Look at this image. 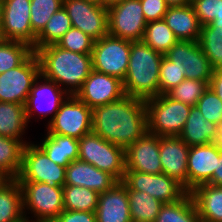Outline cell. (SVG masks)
<instances>
[{
    "instance_id": "cell-1",
    "label": "cell",
    "mask_w": 222,
    "mask_h": 222,
    "mask_svg": "<svg viewBox=\"0 0 222 222\" xmlns=\"http://www.w3.org/2000/svg\"><path fill=\"white\" fill-rule=\"evenodd\" d=\"M92 132L126 149L148 132L145 100L124 95L93 108Z\"/></svg>"
},
{
    "instance_id": "cell-2",
    "label": "cell",
    "mask_w": 222,
    "mask_h": 222,
    "mask_svg": "<svg viewBox=\"0 0 222 222\" xmlns=\"http://www.w3.org/2000/svg\"><path fill=\"white\" fill-rule=\"evenodd\" d=\"M35 53L41 76L54 81L60 87L63 86L62 89L68 95H76L92 71L91 53H75L57 44L39 48Z\"/></svg>"
},
{
    "instance_id": "cell-3",
    "label": "cell",
    "mask_w": 222,
    "mask_h": 222,
    "mask_svg": "<svg viewBox=\"0 0 222 222\" xmlns=\"http://www.w3.org/2000/svg\"><path fill=\"white\" fill-rule=\"evenodd\" d=\"M163 56L143 41H132L128 70L123 80L125 95L145 101L159 95V70Z\"/></svg>"
},
{
    "instance_id": "cell-4",
    "label": "cell",
    "mask_w": 222,
    "mask_h": 222,
    "mask_svg": "<svg viewBox=\"0 0 222 222\" xmlns=\"http://www.w3.org/2000/svg\"><path fill=\"white\" fill-rule=\"evenodd\" d=\"M148 132L160 137L179 136L192 106L161 94L145 101Z\"/></svg>"
},
{
    "instance_id": "cell-5",
    "label": "cell",
    "mask_w": 222,
    "mask_h": 222,
    "mask_svg": "<svg viewBox=\"0 0 222 222\" xmlns=\"http://www.w3.org/2000/svg\"><path fill=\"white\" fill-rule=\"evenodd\" d=\"M78 143L79 160L108 172L118 181H123L126 171L124 148L104 140L93 132L82 136Z\"/></svg>"
},
{
    "instance_id": "cell-6",
    "label": "cell",
    "mask_w": 222,
    "mask_h": 222,
    "mask_svg": "<svg viewBox=\"0 0 222 222\" xmlns=\"http://www.w3.org/2000/svg\"><path fill=\"white\" fill-rule=\"evenodd\" d=\"M19 184L26 222H53L64 211L63 187H51L38 182H19ZM26 210L33 213L34 220H29L25 215Z\"/></svg>"
},
{
    "instance_id": "cell-7",
    "label": "cell",
    "mask_w": 222,
    "mask_h": 222,
    "mask_svg": "<svg viewBox=\"0 0 222 222\" xmlns=\"http://www.w3.org/2000/svg\"><path fill=\"white\" fill-rule=\"evenodd\" d=\"M16 180L63 187L66 180V167L51 161L37 144L27 143L23 148L22 166Z\"/></svg>"
},
{
    "instance_id": "cell-8",
    "label": "cell",
    "mask_w": 222,
    "mask_h": 222,
    "mask_svg": "<svg viewBox=\"0 0 222 222\" xmlns=\"http://www.w3.org/2000/svg\"><path fill=\"white\" fill-rule=\"evenodd\" d=\"M132 41L106 35L94 41L92 70L125 79Z\"/></svg>"
},
{
    "instance_id": "cell-9",
    "label": "cell",
    "mask_w": 222,
    "mask_h": 222,
    "mask_svg": "<svg viewBox=\"0 0 222 222\" xmlns=\"http://www.w3.org/2000/svg\"><path fill=\"white\" fill-rule=\"evenodd\" d=\"M47 126V133L79 140L82 136L92 132V109L75 95H68Z\"/></svg>"
},
{
    "instance_id": "cell-10",
    "label": "cell",
    "mask_w": 222,
    "mask_h": 222,
    "mask_svg": "<svg viewBox=\"0 0 222 222\" xmlns=\"http://www.w3.org/2000/svg\"><path fill=\"white\" fill-rule=\"evenodd\" d=\"M39 76L40 64L33 51L19 66L0 74V102L25 105Z\"/></svg>"
},
{
    "instance_id": "cell-11",
    "label": "cell",
    "mask_w": 222,
    "mask_h": 222,
    "mask_svg": "<svg viewBox=\"0 0 222 222\" xmlns=\"http://www.w3.org/2000/svg\"><path fill=\"white\" fill-rule=\"evenodd\" d=\"M108 34L130 41H142L147 21L140 0H123L109 7Z\"/></svg>"
},
{
    "instance_id": "cell-12",
    "label": "cell",
    "mask_w": 222,
    "mask_h": 222,
    "mask_svg": "<svg viewBox=\"0 0 222 222\" xmlns=\"http://www.w3.org/2000/svg\"><path fill=\"white\" fill-rule=\"evenodd\" d=\"M31 0H4L2 2L0 33L3 40L28 44L35 52L36 34L30 21Z\"/></svg>"
},
{
    "instance_id": "cell-13",
    "label": "cell",
    "mask_w": 222,
    "mask_h": 222,
    "mask_svg": "<svg viewBox=\"0 0 222 222\" xmlns=\"http://www.w3.org/2000/svg\"><path fill=\"white\" fill-rule=\"evenodd\" d=\"M127 190H138L165 203H174L180 200L187 191L175 179L164 173L150 174L137 171H125L122 181Z\"/></svg>"
},
{
    "instance_id": "cell-14",
    "label": "cell",
    "mask_w": 222,
    "mask_h": 222,
    "mask_svg": "<svg viewBox=\"0 0 222 222\" xmlns=\"http://www.w3.org/2000/svg\"><path fill=\"white\" fill-rule=\"evenodd\" d=\"M63 7L71 19L72 27L94 40L108 35L107 7L88 0H63Z\"/></svg>"
},
{
    "instance_id": "cell-15",
    "label": "cell",
    "mask_w": 222,
    "mask_h": 222,
    "mask_svg": "<svg viewBox=\"0 0 222 222\" xmlns=\"http://www.w3.org/2000/svg\"><path fill=\"white\" fill-rule=\"evenodd\" d=\"M165 56L173 63L183 64L187 79L210 83L214 70L198 41L178 40Z\"/></svg>"
},
{
    "instance_id": "cell-16",
    "label": "cell",
    "mask_w": 222,
    "mask_h": 222,
    "mask_svg": "<svg viewBox=\"0 0 222 222\" xmlns=\"http://www.w3.org/2000/svg\"><path fill=\"white\" fill-rule=\"evenodd\" d=\"M124 95L122 80L92 70L75 96L93 109L97 106L115 102Z\"/></svg>"
},
{
    "instance_id": "cell-17",
    "label": "cell",
    "mask_w": 222,
    "mask_h": 222,
    "mask_svg": "<svg viewBox=\"0 0 222 222\" xmlns=\"http://www.w3.org/2000/svg\"><path fill=\"white\" fill-rule=\"evenodd\" d=\"M41 79L44 80V83H42L43 80ZM66 97H68V93H66L62 87L57 85L54 81L42 77L40 74L35 80L24 105L27 123L30 122V119L33 117L32 115L36 116L34 114L36 109L42 114V119L46 118L48 114H53L51 119H49L50 122Z\"/></svg>"
},
{
    "instance_id": "cell-18",
    "label": "cell",
    "mask_w": 222,
    "mask_h": 222,
    "mask_svg": "<svg viewBox=\"0 0 222 222\" xmlns=\"http://www.w3.org/2000/svg\"><path fill=\"white\" fill-rule=\"evenodd\" d=\"M160 136L147 132L125 149L126 171L161 174L159 154Z\"/></svg>"
},
{
    "instance_id": "cell-19",
    "label": "cell",
    "mask_w": 222,
    "mask_h": 222,
    "mask_svg": "<svg viewBox=\"0 0 222 222\" xmlns=\"http://www.w3.org/2000/svg\"><path fill=\"white\" fill-rule=\"evenodd\" d=\"M189 148L179 136L160 137L159 154L162 173L175 179L187 192Z\"/></svg>"
},
{
    "instance_id": "cell-20",
    "label": "cell",
    "mask_w": 222,
    "mask_h": 222,
    "mask_svg": "<svg viewBox=\"0 0 222 222\" xmlns=\"http://www.w3.org/2000/svg\"><path fill=\"white\" fill-rule=\"evenodd\" d=\"M117 182L119 181L108 172L79 159L72 161L66 167L65 185L81 186L101 194L111 189Z\"/></svg>"
},
{
    "instance_id": "cell-21",
    "label": "cell",
    "mask_w": 222,
    "mask_h": 222,
    "mask_svg": "<svg viewBox=\"0 0 222 222\" xmlns=\"http://www.w3.org/2000/svg\"><path fill=\"white\" fill-rule=\"evenodd\" d=\"M95 214L96 222H132L127 187L122 181L99 194Z\"/></svg>"
},
{
    "instance_id": "cell-22",
    "label": "cell",
    "mask_w": 222,
    "mask_h": 222,
    "mask_svg": "<svg viewBox=\"0 0 222 222\" xmlns=\"http://www.w3.org/2000/svg\"><path fill=\"white\" fill-rule=\"evenodd\" d=\"M219 157L220 152L208 144L189 148L188 192L211 181Z\"/></svg>"
},
{
    "instance_id": "cell-23",
    "label": "cell",
    "mask_w": 222,
    "mask_h": 222,
    "mask_svg": "<svg viewBox=\"0 0 222 222\" xmlns=\"http://www.w3.org/2000/svg\"><path fill=\"white\" fill-rule=\"evenodd\" d=\"M163 20L178 40H199L202 26L191 3L169 7Z\"/></svg>"
},
{
    "instance_id": "cell-24",
    "label": "cell",
    "mask_w": 222,
    "mask_h": 222,
    "mask_svg": "<svg viewBox=\"0 0 222 222\" xmlns=\"http://www.w3.org/2000/svg\"><path fill=\"white\" fill-rule=\"evenodd\" d=\"M202 222H222V187L209 183L190 191Z\"/></svg>"
},
{
    "instance_id": "cell-25",
    "label": "cell",
    "mask_w": 222,
    "mask_h": 222,
    "mask_svg": "<svg viewBox=\"0 0 222 222\" xmlns=\"http://www.w3.org/2000/svg\"><path fill=\"white\" fill-rule=\"evenodd\" d=\"M54 163L67 167L69 163L78 159V139L54 133H47L45 138L37 144Z\"/></svg>"
},
{
    "instance_id": "cell-26",
    "label": "cell",
    "mask_w": 222,
    "mask_h": 222,
    "mask_svg": "<svg viewBox=\"0 0 222 222\" xmlns=\"http://www.w3.org/2000/svg\"><path fill=\"white\" fill-rule=\"evenodd\" d=\"M25 106L11 102H0V136L19 139L27 129Z\"/></svg>"
},
{
    "instance_id": "cell-27",
    "label": "cell",
    "mask_w": 222,
    "mask_h": 222,
    "mask_svg": "<svg viewBox=\"0 0 222 222\" xmlns=\"http://www.w3.org/2000/svg\"><path fill=\"white\" fill-rule=\"evenodd\" d=\"M216 124L206 120L197 106H193L179 137L189 146L206 145L215 132Z\"/></svg>"
},
{
    "instance_id": "cell-28",
    "label": "cell",
    "mask_w": 222,
    "mask_h": 222,
    "mask_svg": "<svg viewBox=\"0 0 222 222\" xmlns=\"http://www.w3.org/2000/svg\"><path fill=\"white\" fill-rule=\"evenodd\" d=\"M0 222H26L22 190L16 179L0 190Z\"/></svg>"
},
{
    "instance_id": "cell-29",
    "label": "cell",
    "mask_w": 222,
    "mask_h": 222,
    "mask_svg": "<svg viewBox=\"0 0 222 222\" xmlns=\"http://www.w3.org/2000/svg\"><path fill=\"white\" fill-rule=\"evenodd\" d=\"M195 202L190 192L174 203L162 205L154 222H199Z\"/></svg>"
},
{
    "instance_id": "cell-30",
    "label": "cell",
    "mask_w": 222,
    "mask_h": 222,
    "mask_svg": "<svg viewBox=\"0 0 222 222\" xmlns=\"http://www.w3.org/2000/svg\"><path fill=\"white\" fill-rule=\"evenodd\" d=\"M132 222H154L163 205L161 201L138 190H127Z\"/></svg>"
},
{
    "instance_id": "cell-31",
    "label": "cell",
    "mask_w": 222,
    "mask_h": 222,
    "mask_svg": "<svg viewBox=\"0 0 222 222\" xmlns=\"http://www.w3.org/2000/svg\"><path fill=\"white\" fill-rule=\"evenodd\" d=\"M198 42L213 70L222 69V24L202 26Z\"/></svg>"
},
{
    "instance_id": "cell-32",
    "label": "cell",
    "mask_w": 222,
    "mask_h": 222,
    "mask_svg": "<svg viewBox=\"0 0 222 222\" xmlns=\"http://www.w3.org/2000/svg\"><path fill=\"white\" fill-rule=\"evenodd\" d=\"M71 27V19L66 9L61 7L51 16L43 30L36 36L35 51L48 45L57 44Z\"/></svg>"
},
{
    "instance_id": "cell-33",
    "label": "cell",
    "mask_w": 222,
    "mask_h": 222,
    "mask_svg": "<svg viewBox=\"0 0 222 222\" xmlns=\"http://www.w3.org/2000/svg\"><path fill=\"white\" fill-rule=\"evenodd\" d=\"M99 194L81 186H63V205L66 211L95 212Z\"/></svg>"
},
{
    "instance_id": "cell-34",
    "label": "cell",
    "mask_w": 222,
    "mask_h": 222,
    "mask_svg": "<svg viewBox=\"0 0 222 222\" xmlns=\"http://www.w3.org/2000/svg\"><path fill=\"white\" fill-rule=\"evenodd\" d=\"M142 41L154 51L165 55L178 39L161 19L147 22Z\"/></svg>"
},
{
    "instance_id": "cell-35",
    "label": "cell",
    "mask_w": 222,
    "mask_h": 222,
    "mask_svg": "<svg viewBox=\"0 0 222 222\" xmlns=\"http://www.w3.org/2000/svg\"><path fill=\"white\" fill-rule=\"evenodd\" d=\"M24 146V142L19 139L0 136V168L14 179L21 170Z\"/></svg>"
},
{
    "instance_id": "cell-36",
    "label": "cell",
    "mask_w": 222,
    "mask_h": 222,
    "mask_svg": "<svg viewBox=\"0 0 222 222\" xmlns=\"http://www.w3.org/2000/svg\"><path fill=\"white\" fill-rule=\"evenodd\" d=\"M32 52V47L26 43L2 39L0 41V74L19 66Z\"/></svg>"
},
{
    "instance_id": "cell-37",
    "label": "cell",
    "mask_w": 222,
    "mask_h": 222,
    "mask_svg": "<svg viewBox=\"0 0 222 222\" xmlns=\"http://www.w3.org/2000/svg\"><path fill=\"white\" fill-rule=\"evenodd\" d=\"M209 83L195 79L185 78L180 84L172 88L166 94L176 100L190 106H196L199 98L208 89Z\"/></svg>"
},
{
    "instance_id": "cell-38",
    "label": "cell",
    "mask_w": 222,
    "mask_h": 222,
    "mask_svg": "<svg viewBox=\"0 0 222 222\" xmlns=\"http://www.w3.org/2000/svg\"><path fill=\"white\" fill-rule=\"evenodd\" d=\"M63 7V0H31L30 21L32 31L38 35L51 16Z\"/></svg>"
},
{
    "instance_id": "cell-39",
    "label": "cell",
    "mask_w": 222,
    "mask_h": 222,
    "mask_svg": "<svg viewBox=\"0 0 222 222\" xmlns=\"http://www.w3.org/2000/svg\"><path fill=\"white\" fill-rule=\"evenodd\" d=\"M185 78L183 64L173 63L164 55L159 70V95L166 94Z\"/></svg>"
},
{
    "instance_id": "cell-40",
    "label": "cell",
    "mask_w": 222,
    "mask_h": 222,
    "mask_svg": "<svg viewBox=\"0 0 222 222\" xmlns=\"http://www.w3.org/2000/svg\"><path fill=\"white\" fill-rule=\"evenodd\" d=\"M94 41L78 28L71 27L57 42V45L75 53L85 54L92 53Z\"/></svg>"
},
{
    "instance_id": "cell-41",
    "label": "cell",
    "mask_w": 222,
    "mask_h": 222,
    "mask_svg": "<svg viewBox=\"0 0 222 222\" xmlns=\"http://www.w3.org/2000/svg\"><path fill=\"white\" fill-rule=\"evenodd\" d=\"M201 26L222 24V0H191Z\"/></svg>"
},
{
    "instance_id": "cell-42",
    "label": "cell",
    "mask_w": 222,
    "mask_h": 222,
    "mask_svg": "<svg viewBox=\"0 0 222 222\" xmlns=\"http://www.w3.org/2000/svg\"><path fill=\"white\" fill-rule=\"evenodd\" d=\"M196 106L206 120L215 124L222 122V101L210 87L199 98Z\"/></svg>"
},
{
    "instance_id": "cell-43",
    "label": "cell",
    "mask_w": 222,
    "mask_h": 222,
    "mask_svg": "<svg viewBox=\"0 0 222 222\" xmlns=\"http://www.w3.org/2000/svg\"><path fill=\"white\" fill-rule=\"evenodd\" d=\"M140 2L147 22L163 19L169 8L165 0H140Z\"/></svg>"
},
{
    "instance_id": "cell-44",
    "label": "cell",
    "mask_w": 222,
    "mask_h": 222,
    "mask_svg": "<svg viewBox=\"0 0 222 222\" xmlns=\"http://www.w3.org/2000/svg\"><path fill=\"white\" fill-rule=\"evenodd\" d=\"M53 222H96L95 212L62 211Z\"/></svg>"
},
{
    "instance_id": "cell-45",
    "label": "cell",
    "mask_w": 222,
    "mask_h": 222,
    "mask_svg": "<svg viewBox=\"0 0 222 222\" xmlns=\"http://www.w3.org/2000/svg\"><path fill=\"white\" fill-rule=\"evenodd\" d=\"M209 87L222 101V69L214 70L211 77Z\"/></svg>"
},
{
    "instance_id": "cell-46",
    "label": "cell",
    "mask_w": 222,
    "mask_h": 222,
    "mask_svg": "<svg viewBox=\"0 0 222 222\" xmlns=\"http://www.w3.org/2000/svg\"><path fill=\"white\" fill-rule=\"evenodd\" d=\"M207 144L222 152V122L216 124L215 132L211 135Z\"/></svg>"
},
{
    "instance_id": "cell-47",
    "label": "cell",
    "mask_w": 222,
    "mask_h": 222,
    "mask_svg": "<svg viewBox=\"0 0 222 222\" xmlns=\"http://www.w3.org/2000/svg\"><path fill=\"white\" fill-rule=\"evenodd\" d=\"M209 184L222 187V152L217 160V165Z\"/></svg>"
},
{
    "instance_id": "cell-48",
    "label": "cell",
    "mask_w": 222,
    "mask_h": 222,
    "mask_svg": "<svg viewBox=\"0 0 222 222\" xmlns=\"http://www.w3.org/2000/svg\"><path fill=\"white\" fill-rule=\"evenodd\" d=\"M13 180L14 178L8 172L0 168V190L10 184Z\"/></svg>"
},
{
    "instance_id": "cell-49",
    "label": "cell",
    "mask_w": 222,
    "mask_h": 222,
    "mask_svg": "<svg viewBox=\"0 0 222 222\" xmlns=\"http://www.w3.org/2000/svg\"><path fill=\"white\" fill-rule=\"evenodd\" d=\"M169 7L184 6L191 3V0H165Z\"/></svg>"
},
{
    "instance_id": "cell-50",
    "label": "cell",
    "mask_w": 222,
    "mask_h": 222,
    "mask_svg": "<svg viewBox=\"0 0 222 222\" xmlns=\"http://www.w3.org/2000/svg\"><path fill=\"white\" fill-rule=\"evenodd\" d=\"M123 0H104V6L109 7L115 3L121 2Z\"/></svg>"
},
{
    "instance_id": "cell-51",
    "label": "cell",
    "mask_w": 222,
    "mask_h": 222,
    "mask_svg": "<svg viewBox=\"0 0 222 222\" xmlns=\"http://www.w3.org/2000/svg\"><path fill=\"white\" fill-rule=\"evenodd\" d=\"M88 1H91V2H94L96 4L104 6V0H88Z\"/></svg>"
},
{
    "instance_id": "cell-52",
    "label": "cell",
    "mask_w": 222,
    "mask_h": 222,
    "mask_svg": "<svg viewBox=\"0 0 222 222\" xmlns=\"http://www.w3.org/2000/svg\"><path fill=\"white\" fill-rule=\"evenodd\" d=\"M1 11H2V3L0 2V23H1Z\"/></svg>"
}]
</instances>
